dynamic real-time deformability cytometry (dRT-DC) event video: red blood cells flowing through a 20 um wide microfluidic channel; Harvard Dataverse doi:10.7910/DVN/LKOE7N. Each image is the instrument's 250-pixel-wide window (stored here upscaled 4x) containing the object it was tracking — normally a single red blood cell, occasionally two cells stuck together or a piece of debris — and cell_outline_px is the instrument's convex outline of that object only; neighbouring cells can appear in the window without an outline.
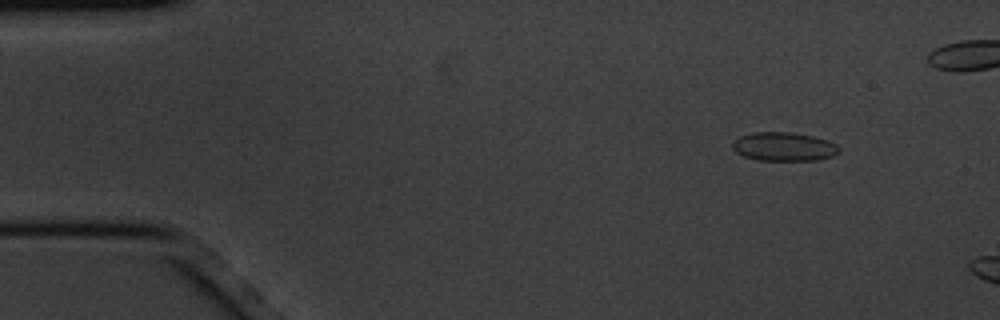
{"species": "common noctule bat (a hibernating species)", "species_latin": "Nyctalus noctula", "temperature_condition": "cold", "stored_images_in_passage": 4, "camera_frame_rate_fps": 3000, "um_per_image_px": 0.085, "animal": {"sex": "male", "body_mass_g": 20.1, "forearm_length_mm": 53.5}, "frame": {"image": 1, "passage_image": 1, "time_ms": 0.0, "image_size_px": [1000, 320], "cell_outline_px": [[840, 152], [832, 156], [820, 160], [756, 160], [744, 156], [736, 152], [732, 148], [732, 144], [740, 136], [752, 132], [792, 132], [812, 136], [828, 140], [836, 144], [840, 148]], "centroid_in_image_um": [66.65, 12.46], "position_along_channel_um": 18.4, "area_um2": 17.92}}